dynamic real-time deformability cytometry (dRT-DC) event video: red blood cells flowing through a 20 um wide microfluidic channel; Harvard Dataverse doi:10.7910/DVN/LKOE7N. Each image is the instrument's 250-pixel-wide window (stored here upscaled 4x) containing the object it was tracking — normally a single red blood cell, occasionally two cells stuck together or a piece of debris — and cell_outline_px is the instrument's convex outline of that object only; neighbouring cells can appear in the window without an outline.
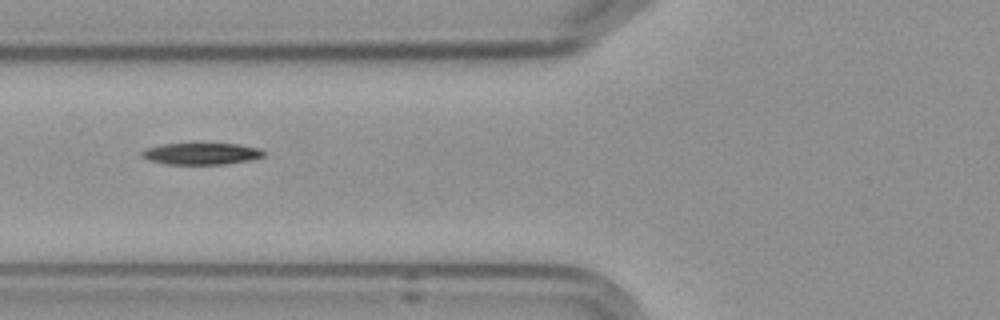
{"species": "Egyptian fruit bat (a non-hibernating species)", "species_latin": "Rousettus aegyptiacus", "temperature_condition": "cold", "stored_images_in_passage": 6, "camera_frame_rate_fps": 3000, "um_per_image_px": 0.085, "frame": {"image": 1, "passage_image": 3, "time_ms": 2.333, "image_size_px": [1000, 320], "cell_outline_px": [[264, 156], [248, 160], [224, 164], [168, 164], [148, 160], [140, 156], [140, 152], [144, 148], [160, 144], [192, 140], [196, 140], [240, 144], [260, 148], [264, 152]], "centroid_in_image_um": [17.04, 12.99], "position_along_channel_um": 108.8, "area_um2": 16.59}}
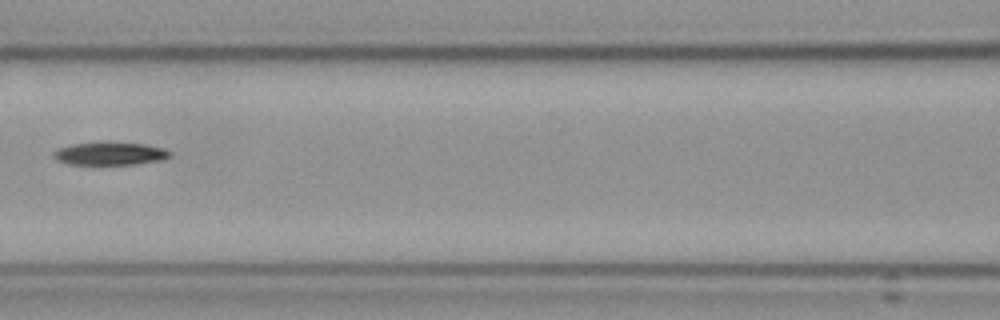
{"frame": {"image": 2, "passage_image": 4, "time_ms": 3.667, "image_size_px": [1000, 320], "cell_outline_px": [[172, 156], [160, 160], [136, 164], [68, 164], [56, 160], [52, 156], [52, 152], [56, 148], [72, 144], [100, 140], [108, 140], [144, 144], [160, 148], [172, 152]], "centroid_in_image_um": [9.28, 13.02], "position_along_channel_um": 157.3, "area_um2": 16.13}}